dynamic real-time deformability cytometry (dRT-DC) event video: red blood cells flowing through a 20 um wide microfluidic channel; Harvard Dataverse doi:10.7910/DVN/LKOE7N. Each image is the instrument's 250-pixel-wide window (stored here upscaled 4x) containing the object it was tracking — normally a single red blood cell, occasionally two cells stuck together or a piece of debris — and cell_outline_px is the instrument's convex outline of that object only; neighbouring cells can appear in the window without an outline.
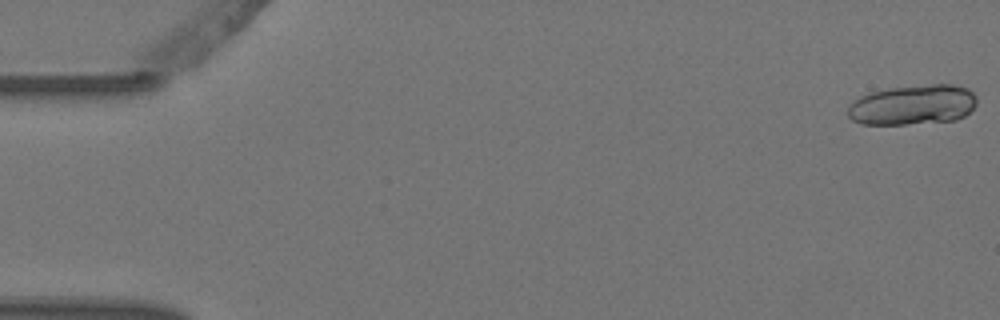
{"species": "Egyptian fruit bat (a non-hibernating species)", "species_latin": "Rousettus aegyptiacus", "temperature_condition": "warm", "stored_images_in_passage": 4, "camera_frame_rate_fps": 3000, "um_per_image_px": 0.085, "animal": {"sex": "female"}, "frame": {"image": 1, "passage_image": 1, "time_ms": 0.0, "image_size_px": [1000, 320], "cell_outline_px": [[976, 104], [964, 116], [956, 120], [904, 124], [860, 124], [852, 120], [848, 116], [848, 104], [852, 100], [860, 96], [872, 92], [888, 88], [932, 84], [952, 84], [968, 88], [976, 96]], "centroid_in_image_um": [77.57, 8.91], "position_along_channel_um": 7.4, "area_um2": 30.17}}